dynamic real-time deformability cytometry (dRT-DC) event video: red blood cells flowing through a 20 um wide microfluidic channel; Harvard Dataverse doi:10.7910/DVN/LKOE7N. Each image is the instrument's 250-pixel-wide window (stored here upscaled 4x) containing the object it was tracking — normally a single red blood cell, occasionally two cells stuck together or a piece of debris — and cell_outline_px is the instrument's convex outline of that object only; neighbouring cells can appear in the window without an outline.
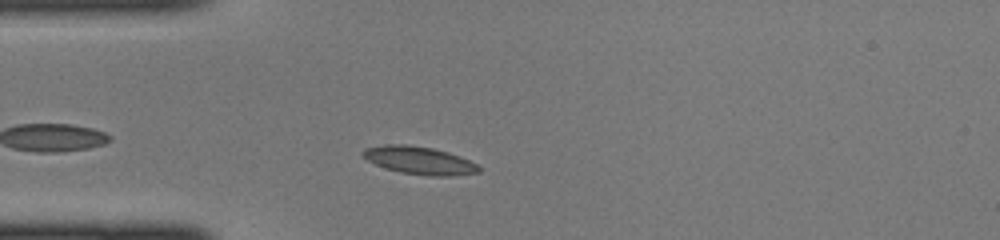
{"species": "common noctule bat (a hibernating species)", "species_latin": "Nyctalus noctula", "temperature_condition": "cold", "stored_images_in_passage": 38, "camera_frame_rate_fps": 3000, "um_per_image_px": 0.085, "animal": {"sex": "female", "body_mass_g": 22.0, "forearm_length_mm": 56.7}, "frame": {"image": 1, "passage_image": 6, "time_ms": 1.667, "image_size_px": [1000, 240], "cell_outline_px": [[480, 172], [452, 176], [432, 176], [400, 172], [376, 164], [368, 160], [360, 152], [364, 148], [388, 144], [404, 144], [432, 148], [448, 152], [468, 160], [476, 164], [480, 168]], "centroid_in_image_um": [35.64, 13.63], "position_along_channel_um": 49.4, "area_um2": 18.5}}
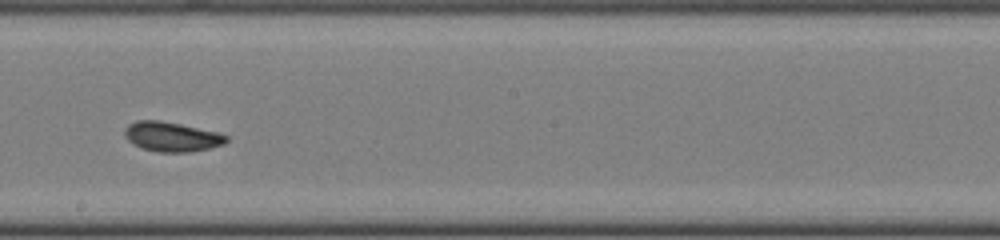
{"frame": {"image": 2, "passage_image": 19, "time_ms": 6.0, "image_size_px": [1000, 240], "cell_outline_px": [[228, 140], [224, 144], [208, 148], [188, 152], [156, 152], [144, 148], [128, 140], [124, 132], [124, 128], [128, 124], [136, 120], [160, 120], [180, 124], [216, 132], [228, 136]], "centroid_in_image_um": [14.58, 11.61], "position_along_channel_um": 233.6, "area_um2": 17.34}}
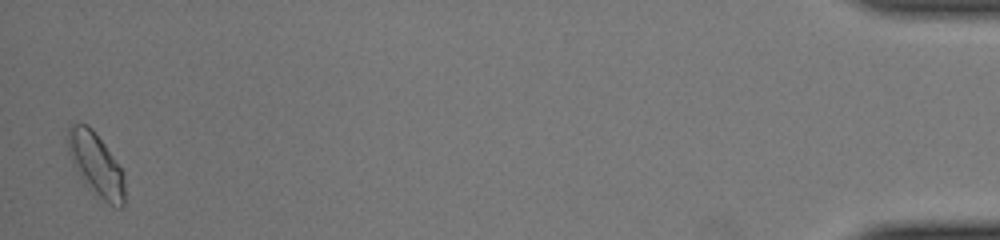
{"frame": {"image": 3, "passage_image": 38, "time_ms": 12.333, "image_size_px": [1000, 240], "cell_outline_px": [[124, 208], [116, 208], [108, 204], [96, 196], [84, 184], [72, 160], [68, 148], [68, 128], [72, 124], [88, 124], [92, 128], [104, 144], [120, 168], [124, 176]], "centroid_in_image_um": [8.17, 14.03], "position_along_channel_um": 427.0, "area_um2": 20.69}}